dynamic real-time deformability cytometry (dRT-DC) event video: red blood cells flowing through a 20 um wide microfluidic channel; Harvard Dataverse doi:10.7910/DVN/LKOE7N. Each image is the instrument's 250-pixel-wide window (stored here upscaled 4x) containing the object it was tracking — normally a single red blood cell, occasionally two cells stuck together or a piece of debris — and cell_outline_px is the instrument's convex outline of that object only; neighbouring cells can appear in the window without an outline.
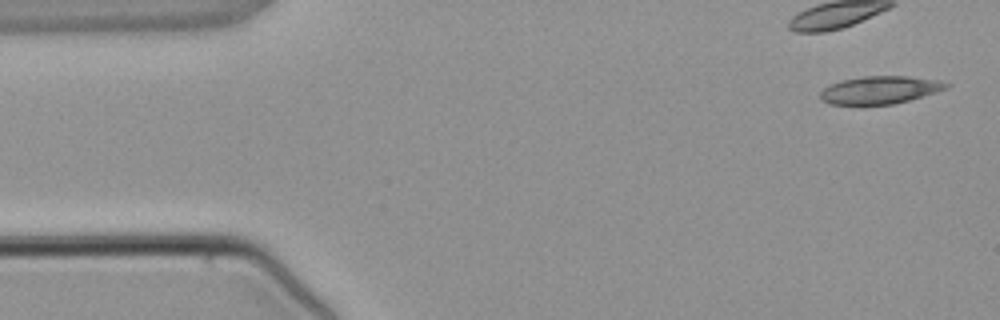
{"species": "common noctule bat (a hibernating species)", "species_latin": "Nyctalus noctula", "temperature_condition": "warm", "stored_images_in_passage": 4, "camera_frame_rate_fps": 3000, "um_per_image_px": 0.085, "animal": {"sex": "male", "body_mass_g": 21.5, "forearm_length_mm": 52.0}, "frame": {"image": 1, "passage_image": 1, "time_ms": 0.0, "image_size_px": [1000, 320], "cell_outline_px": [[952, 84], [948, 88], [936, 92], [908, 100], [892, 104], [828, 104], [820, 100], [820, 92], [824, 88], [832, 84], [844, 80], [864, 76], [908, 76], [940, 80]], "centroid_in_image_um": [74.82, 7.64], "position_along_channel_um": 10.2, "area_um2": 20.23}}